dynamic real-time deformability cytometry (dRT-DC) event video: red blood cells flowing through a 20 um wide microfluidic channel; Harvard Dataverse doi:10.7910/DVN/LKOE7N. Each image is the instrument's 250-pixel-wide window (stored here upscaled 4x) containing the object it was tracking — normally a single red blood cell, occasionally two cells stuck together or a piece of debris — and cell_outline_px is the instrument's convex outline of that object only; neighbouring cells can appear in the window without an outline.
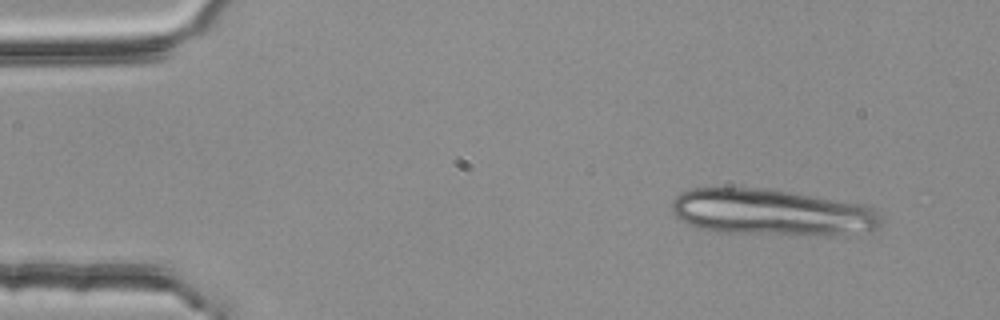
{"species": "common noctule bat (a hibernating species)", "species_latin": "Nyctalus noctula", "temperature_condition": "room temperature", "stored_images_in_passage": 2, "camera_frame_rate_fps": 3000, "um_per_image_px": 0.085, "animal": {"sex": "female", "body_mass_g": 25.1}, "frame": {"image": 1, "passage_image": 2, "time_ms": 0.333, "image_size_px": [1000, 320], "cell_outline_px": [[884, 224], [880, 228], [836, 236], [716, 232], [700, 228], [680, 220], [672, 212], [672, 200], [680, 192], [692, 188], [764, 188], [788, 192], [856, 204], [872, 208], [884, 216]], "centroid_in_image_um": [65.6, 18.07], "position_along_channel_um": 19.4, "area_um2": 56.59}}